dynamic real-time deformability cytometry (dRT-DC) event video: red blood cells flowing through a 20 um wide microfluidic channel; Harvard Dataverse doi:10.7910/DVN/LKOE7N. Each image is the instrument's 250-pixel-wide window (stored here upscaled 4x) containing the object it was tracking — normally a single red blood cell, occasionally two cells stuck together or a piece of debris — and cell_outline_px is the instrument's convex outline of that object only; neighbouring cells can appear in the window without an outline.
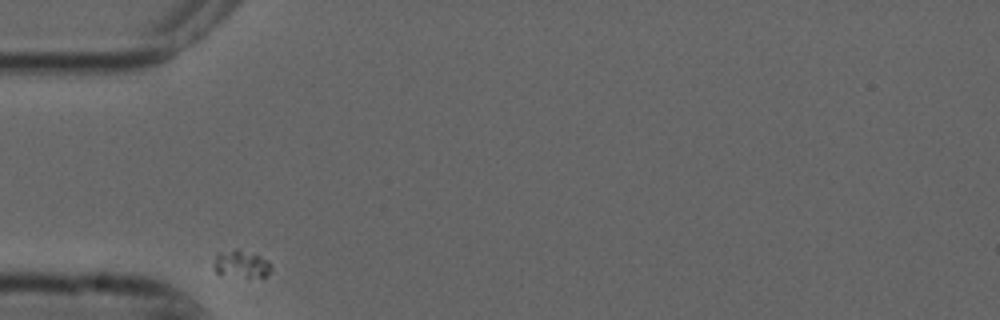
{"species": "common noctule bat (a hibernating species)", "species_latin": "Nyctalus noctula", "temperature_condition": "cold", "stored_images_in_passage": 7, "camera_frame_rate_fps": 3000, "um_per_image_px": 0.085, "animal": {"sex": "male", "forearm_length_mm": 52.5}, "frame": {"image": 1, "passage_image": 1, "time_ms": 0.0, "image_size_px": [1000, 320], "cell_outline_px": [[272, 268], [268, 276], [248, 280], [220, 276], [212, 268], [216, 252], [236, 248], [260, 256], [268, 260], [272, 264]], "centroid_in_image_um": [20.48, 22.51], "position_along_channel_um": 64.5, "area_um2": 10.17}}
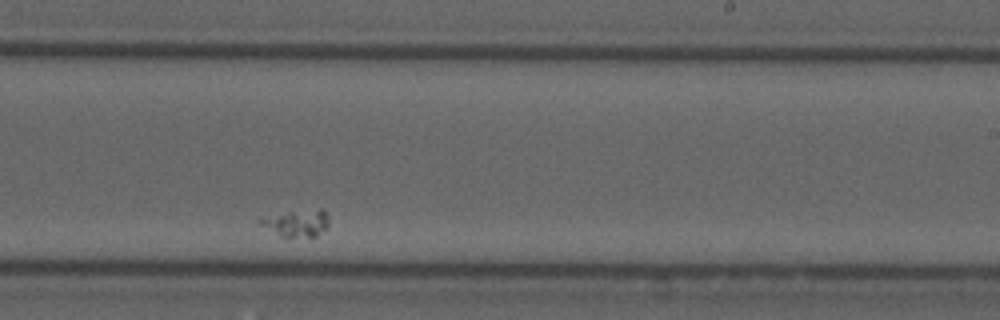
{"frame": {"image": 2, "passage_image": 6, "time_ms": 1.667, "image_size_px": [1000, 320], "cell_outline_px": [[328, 228], [316, 236], [280, 236], [260, 224], [260, 220], [288, 212], [320, 208], [328, 216]], "centroid_in_image_um": [25.32, 18.97], "position_along_channel_um": 263.7, "area_um2": 10.23}}
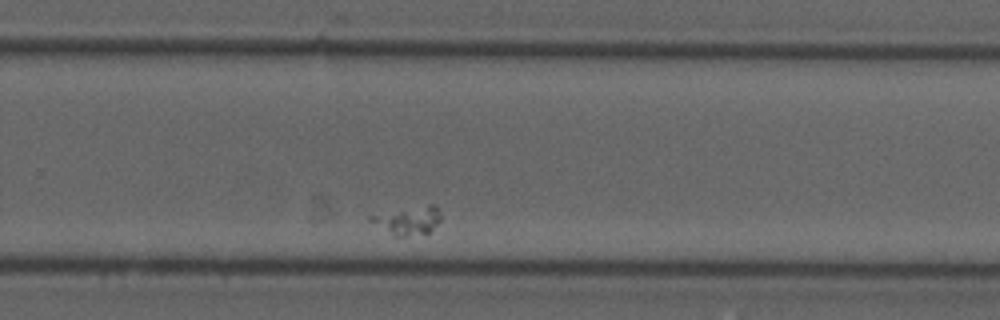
{"frame": {"image": 3, "passage_image": 7, "time_ms": 2.0, "image_size_px": [1000, 320], "cell_outline_px": [[440, 220], [428, 232], [408, 236], [392, 236], [368, 220], [368, 216], [428, 204], [432, 204], [440, 212]], "centroid_in_image_um": [34.65, 18.75], "position_along_channel_um": 295.2, "area_um2": 11.27}}